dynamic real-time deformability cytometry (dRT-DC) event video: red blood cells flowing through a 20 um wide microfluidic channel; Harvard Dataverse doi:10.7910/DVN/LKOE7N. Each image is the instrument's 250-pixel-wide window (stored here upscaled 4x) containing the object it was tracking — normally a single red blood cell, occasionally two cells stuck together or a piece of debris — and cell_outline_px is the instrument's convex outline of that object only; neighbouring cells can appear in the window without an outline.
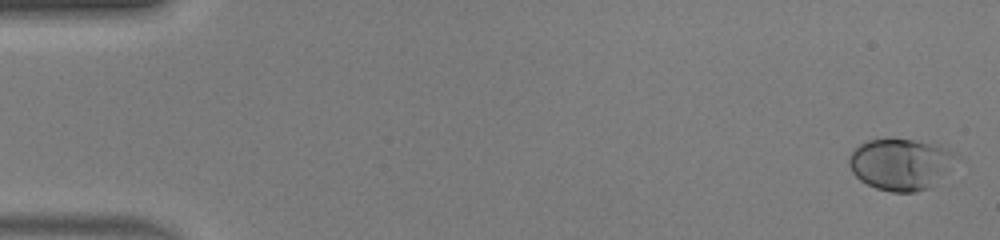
{"species": "human", "species_latin": "Homo sapiens", "temperature_condition": "warm", "stored_images_in_passage": 50, "camera_frame_rate_fps": 3000, "um_per_image_px": 0.085, "donor": {"sex": "male"}, "frame": {"image": 1, "passage_image": 1, "time_ms": 0.0, "image_size_px": [1000, 240], "cell_outline_px": [[960, 156], [928, 188], [916, 192], [892, 192], [876, 188], [860, 180], [852, 172], [848, 164], [848, 156], [860, 144], [868, 140], [912, 140], [944, 148], [956, 152]], "centroid_in_image_um": [76.5, 13.97], "position_along_channel_um": 8.5, "area_um2": 31.33}}
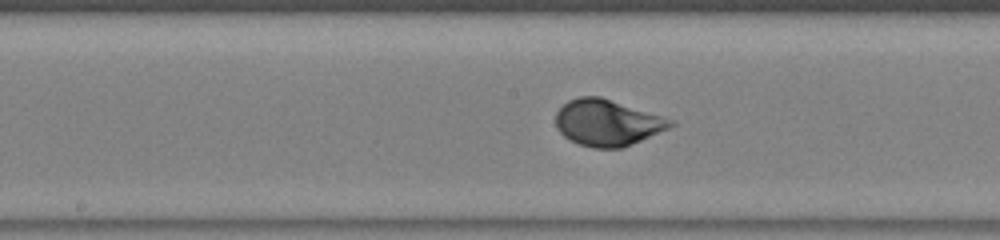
{"frame": {"image": 2, "passage_image": 26, "time_ms": 8.333, "image_size_px": [1000, 240], "cell_outline_px": [[676, 124], [668, 128], [632, 144], [620, 148], [592, 148], [580, 144], [564, 136], [556, 128], [556, 112], [568, 100], [580, 96], [600, 96], [676, 120]], "centroid_in_image_um": [51.63, 10.42], "position_along_channel_um": 196.6, "area_um2": 30.87}}
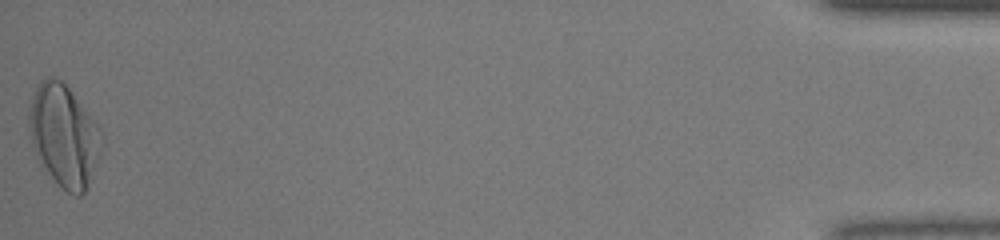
{"frame": {"image": 3, "passage_image": 50, "time_ms": 16.333, "image_size_px": [1000, 240], "cell_outline_px": [[104, 144], [84, 192], [80, 196], [72, 196], [40, 164], [32, 148], [28, 124], [28, 116], [32, 100], [36, 88], [40, 80], [48, 76], [52, 76], [60, 80], [68, 88], [100, 128], [104, 136]], "centroid_in_image_um": [5.43, 11.52], "position_along_channel_um": 429.8, "area_um2": 42.66}, "authors_computed_cell_mechanics": {"area_um2": 29.9404, "velocity_mm_per_s": 4.1232, "shape_relaxation_time_tau1_ms": 3.6329, "shape_relaxation_time_tau2_ms": null, "deformation_change_tau1": 0.1802, "deformation_change_tau2": null}}